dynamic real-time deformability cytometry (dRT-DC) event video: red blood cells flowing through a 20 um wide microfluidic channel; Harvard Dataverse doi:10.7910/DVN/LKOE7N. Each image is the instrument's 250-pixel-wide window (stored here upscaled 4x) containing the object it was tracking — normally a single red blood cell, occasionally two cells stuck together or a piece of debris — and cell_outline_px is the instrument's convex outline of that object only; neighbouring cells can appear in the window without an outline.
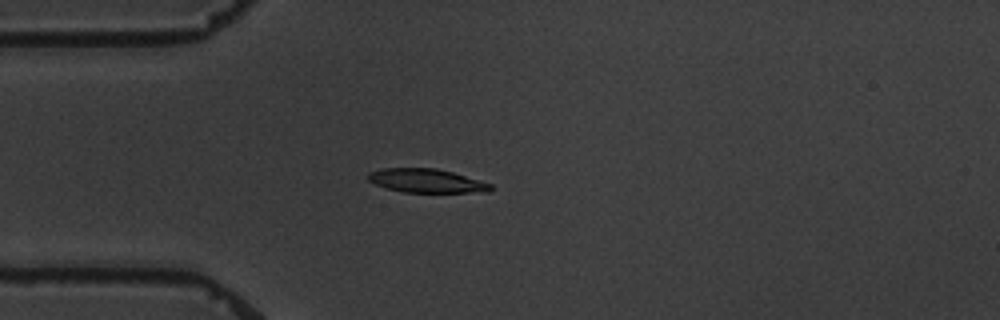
{"species": "common noctule bat (a hibernating species)", "species_latin": "Nyctalus noctula", "temperature_condition": "warm", "stored_images_in_passage": 4, "camera_frame_rate_fps": 3000, "um_per_image_px": 0.085, "animal": {"sex": "male", "body_mass_g": 19.5, "forearm_length_mm": 54.6}, "frame": {"image": 1, "passage_image": 4, "time_ms": 4.667, "image_size_px": [1000, 320], "cell_outline_px": [[492, 188], [488, 192], [404, 192], [384, 188], [368, 180], [368, 172], [380, 168], [436, 168], [452, 172], [492, 184]], "centroid_in_image_um": [36.21, 15.36], "position_along_channel_um": 48.8, "area_um2": 16.94}}